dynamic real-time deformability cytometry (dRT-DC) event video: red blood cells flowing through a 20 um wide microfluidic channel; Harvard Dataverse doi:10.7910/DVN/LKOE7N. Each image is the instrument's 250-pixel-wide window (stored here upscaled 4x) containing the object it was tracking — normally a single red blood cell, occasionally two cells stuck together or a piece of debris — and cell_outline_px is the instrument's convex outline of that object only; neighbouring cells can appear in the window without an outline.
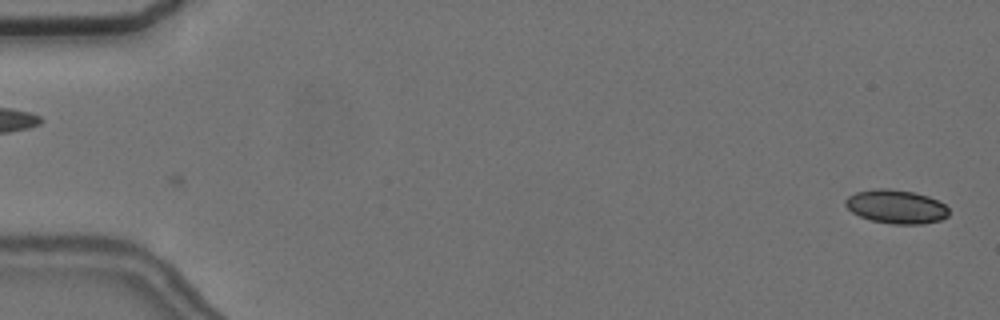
{"species": "common noctule bat (a hibernating species)", "species_latin": "Nyctalus noctula", "temperature_condition": "cold", "stored_images_in_passage": 16, "camera_frame_rate_fps": 3000, "um_per_image_px": 0.085, "animal": {"sex": "female", "body_mass_g": 24.6, "forearm_length_mm": 56.2}, "frame": {"image": 1, "passage_image": 1, "time_ms": 0.0, "image_size_px": [1000, 320], "cell_outline_px": [[948, 216], [940, 220], [924, 224], [892, 224], [872, 220], [860, 216], [852, 212], [844, 204], [844, 200], [848, 196], [856, 192], [880, 188], [888, 188], [912, 192], [928, 196], [944, 204], [948, 208]], "centroid_in_image_um": [76.17, 17.57], "position_along_channel_um": 8.8, "area_um2": 20.23}}